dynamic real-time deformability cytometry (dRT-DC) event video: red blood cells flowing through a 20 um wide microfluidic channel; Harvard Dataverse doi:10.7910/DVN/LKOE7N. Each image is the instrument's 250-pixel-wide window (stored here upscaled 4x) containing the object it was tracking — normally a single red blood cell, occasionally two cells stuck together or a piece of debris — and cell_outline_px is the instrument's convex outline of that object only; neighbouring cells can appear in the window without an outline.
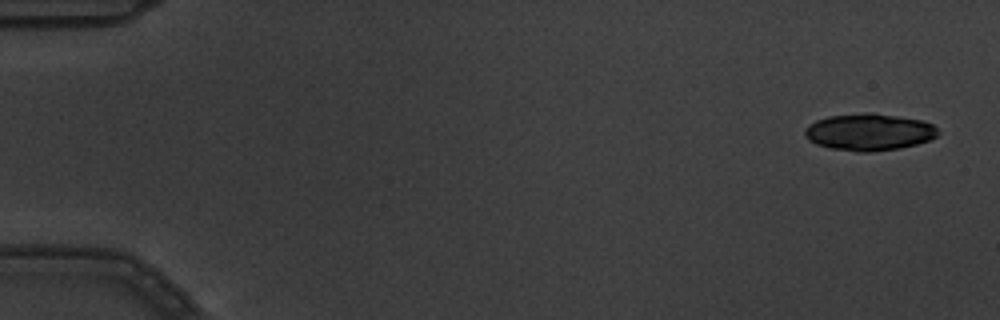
{"species": "common noctule bat (a hibernating species)", "species_latin": "Nyctalus noctula", "temperature_condition": "warm", "stored_images_in_passage": 5, "camera_frame_rate_fps": 3000, "um_per_image_px": 0.085, "animal": {"sex": "male", "body_mass_g": 19.5, "forearm_length_mm": 54.6}, "frame": {"image": 1, "passage_image": 1, "time_ms": 0.0, "image_size_px": [1000, 320], "cell_outline_px": [[940, 132], [936, 136], [928, 140], [916, 144], [900, 148], [872, 152], [856, 152], [832, 148], [816, 144], [808, 140], [804, 136], [804, 132], [808, 124], [816, 120], [828, 116], [868, 112], [872, 112], [920, 120], [932, 124]], "centroid_in_image_um": [73.84, 11.22], "position_along_channel_um": 11.2, "area_um2": 28.67}}